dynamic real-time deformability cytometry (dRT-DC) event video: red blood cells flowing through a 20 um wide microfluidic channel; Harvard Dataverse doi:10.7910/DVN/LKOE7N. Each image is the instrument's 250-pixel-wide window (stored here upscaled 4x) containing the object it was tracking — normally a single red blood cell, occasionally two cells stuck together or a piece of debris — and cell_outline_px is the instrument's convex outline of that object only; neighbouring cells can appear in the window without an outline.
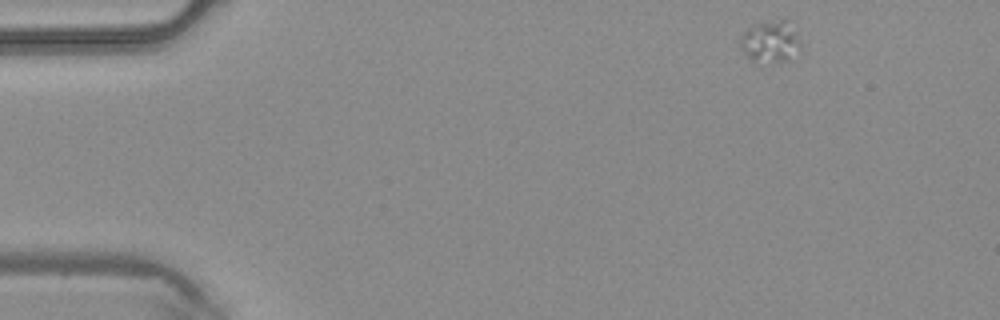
{"species": "common noctule bat (a hibernating species)", "species_latin": "Nyctalus noctula", "temperature_condition": "warm", "stored_images_in_passage": 42, "segment_of_instrument_passage": [1, 2], "camera_frame_rate_fps": 3000, "um_per_image_px": 0.085, "animal": {"sex": "male", "body_mass_g": 20.4}, "frame": {"image": 1, "passage_image": 1, "time_ms": 0.0, "image_size_px": [1000, 320], "cell_outline_px": [[800, 48], [788, 60], [752, 60], [740, 48], [740, 36], [748, 28], [756, 24], [780, 20], [788, 20], [796, 36]], "centroid_in_image_um": [65.44, 3.51], "position_along_channel_um": 19.6, "area_um2": 13.81}}
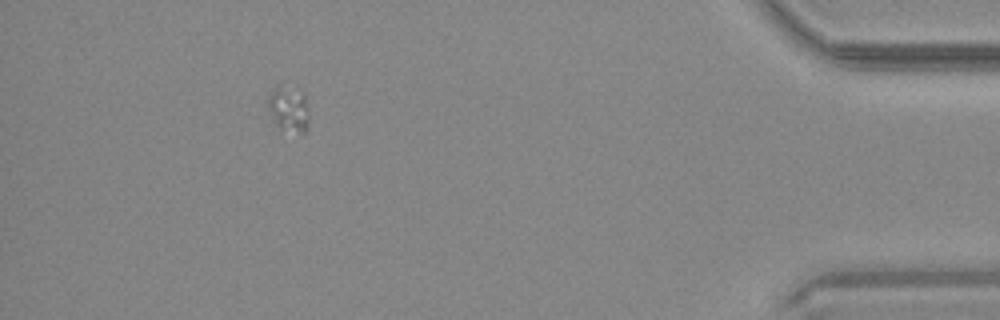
{"frame": {"image": 2, "passage_image": 38, "time_ms": 12.333, "image_size_px": [1000, 320], "cell_outline_px": [[308, 128], [304, 132], [300, 132], [280, 128], [276, 124], [268, 108], [268, 96], [272, 88], [280, 84], [304, 92], [308, 116]], "centroid_in_image_um": [24.53, 9.21], "position_along_channel_um": 410.7, "area_um2": 10.81}}